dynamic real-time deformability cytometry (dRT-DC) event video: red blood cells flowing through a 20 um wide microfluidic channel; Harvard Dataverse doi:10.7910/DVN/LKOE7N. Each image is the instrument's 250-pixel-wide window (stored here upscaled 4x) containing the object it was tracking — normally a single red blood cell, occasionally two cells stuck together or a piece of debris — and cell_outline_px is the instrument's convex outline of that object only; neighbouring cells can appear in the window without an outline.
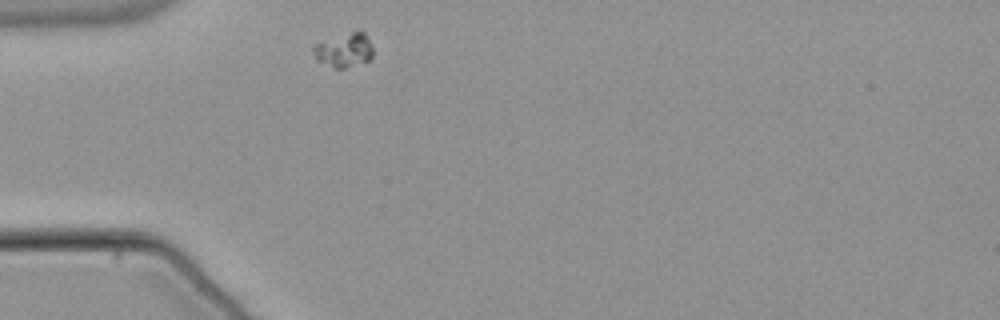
{"species": "common noctule bat (a hibernating species)", "species_latin": "Nyctalus noctula", "temperature_condition": "warm", "stored_images_in_passage": 41, "camera_frame_rate_fps": 3000, "um_per_image_px": 0.085, "animal": {"sex": "male", "body_mass_g": 21.5, "forearm_length_mm": 52.0}, "frame": {"image": 1, "passage_image": 1, "time_ms": 0.0, "image_size_px": [1000, 320], "cell_outline_px": [[372, 56], [368, 60], [344, 68], [336, 68], [316, 60], [312, 48], [312, 44], [360, 28], [364, 32], [372, 48]], "centroid_in_image_um": [29.22, 4.22], "position_along_channel_um": 55.8, "area_um2": 11.85}}
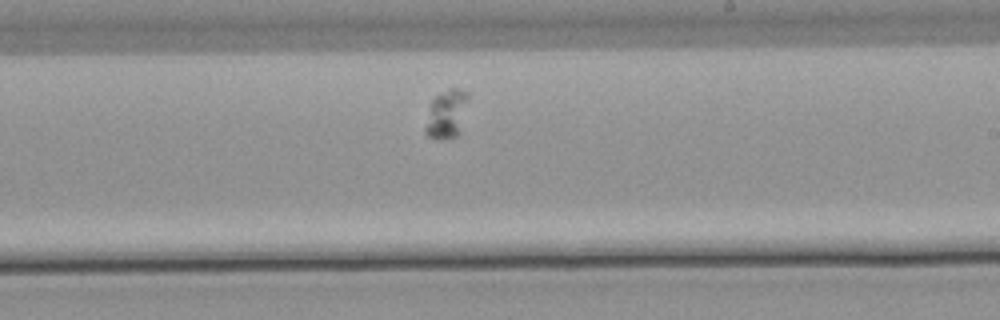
{"frame": {"image": 2, "passage_image": 18, "time_ms": 5.667, "image_size_px": [1000, 320], "cell_outline_px": [[468, 96], [460, 132], [456, 136], [440, 140], [428, 136], [424, 132], [424, 128], [432, 100], [436, 96], [452, 88], [456, 88], [468, 92]], "centroid_in_image_um": [37.95, 9.72], "position_along_channel_um": 251.1, "area_um2": 11.85}}
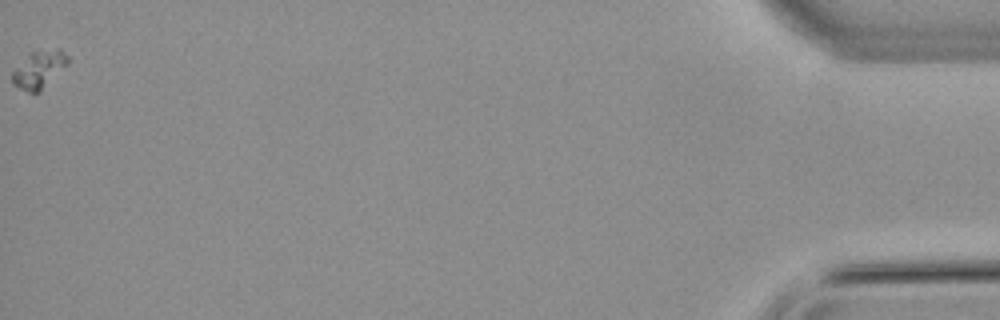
{"frame": {"image": 3, "passage_image": 41, "time_ms": 13.333, "image_size_px": [1000, 320], "cell_outline_px": [[68, 64], [40, 92], [28, 92], [12, 84], [12, 72], [32, 52], [56, 48], [60, 48], [68, 56]], "centroid_in_image_um": [3.35, 5.91], "position_along_channel_um": 431.9, "area_um2": 11.91}}